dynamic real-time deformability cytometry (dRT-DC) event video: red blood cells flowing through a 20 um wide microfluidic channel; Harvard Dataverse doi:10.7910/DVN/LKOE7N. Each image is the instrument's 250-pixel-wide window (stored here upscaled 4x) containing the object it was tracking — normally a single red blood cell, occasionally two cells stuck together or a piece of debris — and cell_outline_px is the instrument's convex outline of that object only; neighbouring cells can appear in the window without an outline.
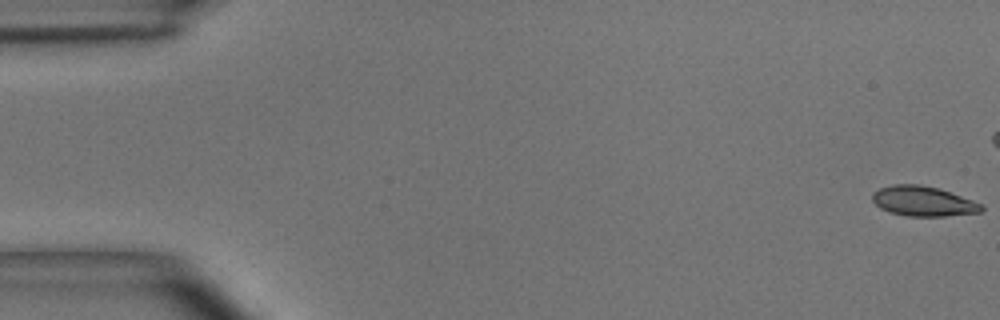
{"species": "common noctule bat (a hibernating species)", "species_latin": "Nyctalus noctula", "temperature_condition": "room temperature", "stored_images_in_passage": 40, "camera_frame_rate_fps": 3000, "um_per_image_px": 0.085, "animal": {"sex": "male", "body_mass_g": 15.6}, "frame": {"image": 1, "passage_image": 1, "time_ms": 0.0, "image_size_px": [1000, 320], "cell_outline_px": [[984, 208], [980, 212], [944, 216], [908, 216], [892, 212], [880, 208], [872, 200], [872, 192], [880, 188], [892, 184], [920, 184], [936, 188], [972, 200], [980, 204]], "centroid_in_image_um": [78.42, 17.1], "position_along_channel_um": 6.6, "area_um2": 18.73}}